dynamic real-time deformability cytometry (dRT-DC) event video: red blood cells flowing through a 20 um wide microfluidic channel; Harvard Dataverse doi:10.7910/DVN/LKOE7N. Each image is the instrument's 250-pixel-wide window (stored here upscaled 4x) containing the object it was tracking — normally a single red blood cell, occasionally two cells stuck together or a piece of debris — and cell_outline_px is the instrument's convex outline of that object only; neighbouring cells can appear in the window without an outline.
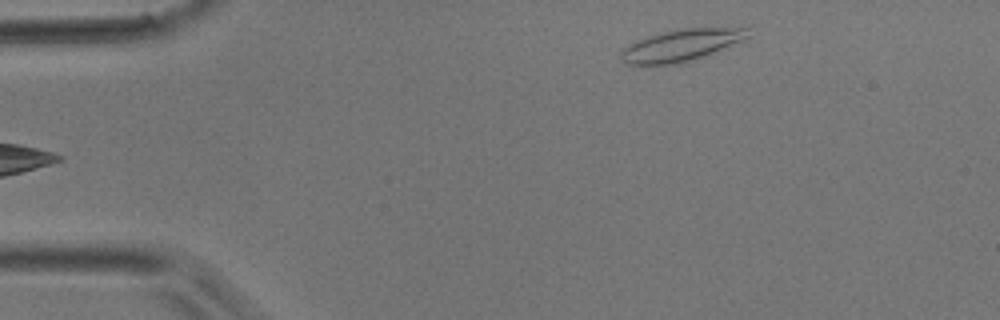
{"species": "common noctule bat (a hibernating species)", "species_latin": "Nyctalus noctula", "temperature_condition": "room temperature", "stored_images_in_passage": 4, "camera_frame_rate_fps": 3000, "um_per_image_px": 0.085, "animal": {"sex": "male", "body_mass_g": 17.9}, "frame": {"image": 1, "passage_image": 4, "time_ms": 1.0, "image_size_px": [1000, 320], "cell_outline_px": [[752, 36], [692, 60], [680, 64], [628, 64], [620, 60], [620, 52], [624, 48], [636, 40], [660, 32], [684, 28], [748, 28]], "centroid_in_image_um": [57.87, 3.84], "position_along_channel_um": 27.1, "area_um2": 23.24}}